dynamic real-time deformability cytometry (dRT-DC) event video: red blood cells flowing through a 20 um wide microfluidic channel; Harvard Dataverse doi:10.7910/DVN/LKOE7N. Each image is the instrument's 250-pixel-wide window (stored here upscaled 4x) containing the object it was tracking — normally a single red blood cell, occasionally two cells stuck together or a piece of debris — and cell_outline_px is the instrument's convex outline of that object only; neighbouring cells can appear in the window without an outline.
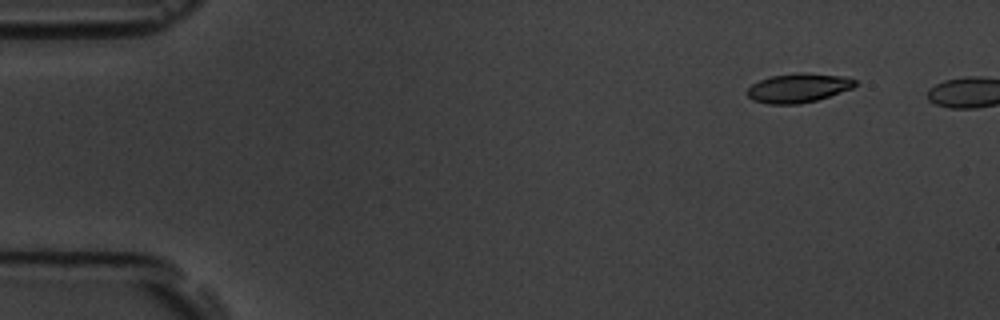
{"species": "common noctule bat (a hibernating species)", "species_latin": "Nyctalus noctula", "temperature_condition": "room temperature", "stored_images_in_passage": 2, "camera_frame_rate_fps": 3000, "um_per_image_px": 0.085, "animal": {"sex": "male", "body_mass_g": 19.5, "forearm_length_mm": 54.6}, "frame": {"image": 1, "passage_image": 1, "time_ms": 0.0, "image_size_px": [1000, 320], "cell_outline_px": [[856, 84], [852, 88], [816, 100], [800, 104], [768, 104], [752, 100], [748, 96], [748, 88], [752, 84], [760, 80], [772, 76], [796, 72], [804, 72], [844, 76], [856, 80]], "centroid_in_image_um": [67.85, 7.47], "position_along_channel_um": 17.2, "area_um2": 18.26}}